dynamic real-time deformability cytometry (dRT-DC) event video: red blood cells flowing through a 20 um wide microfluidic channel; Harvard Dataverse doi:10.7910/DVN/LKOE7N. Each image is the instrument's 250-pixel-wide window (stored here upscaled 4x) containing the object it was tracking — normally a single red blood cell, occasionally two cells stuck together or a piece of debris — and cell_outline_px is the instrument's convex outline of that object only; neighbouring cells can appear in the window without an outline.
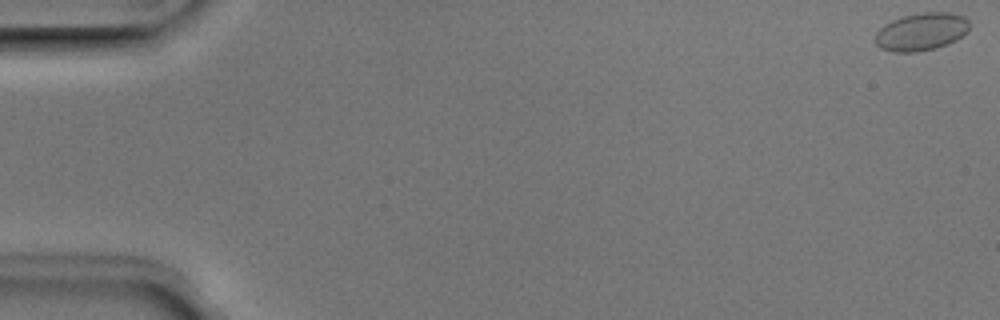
{"species": "Egyptian fruit bat (a non-hibernating species)", "species_latin": "Rousettus aegyptiacus", "temperature_condition": "room temperature", "stored_images_in_passage": 12, "camera_frame_rate_fps": 3000, "um_per_image_px": 0.085, "animal": {"sex": "male"}, "frame": {"image": 1, "passage_image": 1, "time_ms": 0.0, "image_size_px": [1000, 320], "cell_outline_px": [[968, 32], [956, 40], [948, 44], [936, 48], [916, 52], [892, 52], [880, 48], [876, 44], [876, 32], [884, 24], [900, 16], [920, 12], [952, 12], [964, 16], [968, 20]], "centroid_in_image_um": [78.31, 2.69], "position_along_channel_um": 6.7, "area_um2": 20.98}}